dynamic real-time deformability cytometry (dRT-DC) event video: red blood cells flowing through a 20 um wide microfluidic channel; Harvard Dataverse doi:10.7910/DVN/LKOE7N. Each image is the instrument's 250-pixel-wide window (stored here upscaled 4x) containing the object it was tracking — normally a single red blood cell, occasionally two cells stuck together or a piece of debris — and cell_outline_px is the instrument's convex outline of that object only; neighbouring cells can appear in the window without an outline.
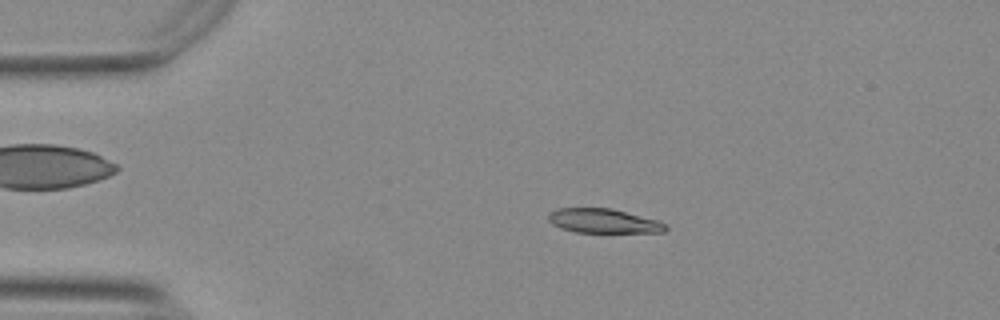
{"species": "Egyptian fruit bat (a non-hibernating species)", "species_latin": "Rousettus aegyptiacus", "temperature_condition": "warm", "stored_images_in_passage": 54, "camera_frame_rate_fps": 3000, "um_per_image_px": 0.085, "animal": {"sex": "female"}, "frame": {"image": 1, "passage_image": 11, "time_ms": 3.333, "image_size_px": [1000, 320], "cell_outline_px": [[668, 228], [664, 232], [576, 232], [560, 228], [552, 224], [548, 220], [548, 216], [556, 208], [612, 208], [656, 220], [664, 224]], "centroid_in_image_um": [51.26, 18.78], "position_along_channel_um": 33.7, "area_um2": 16.42}}
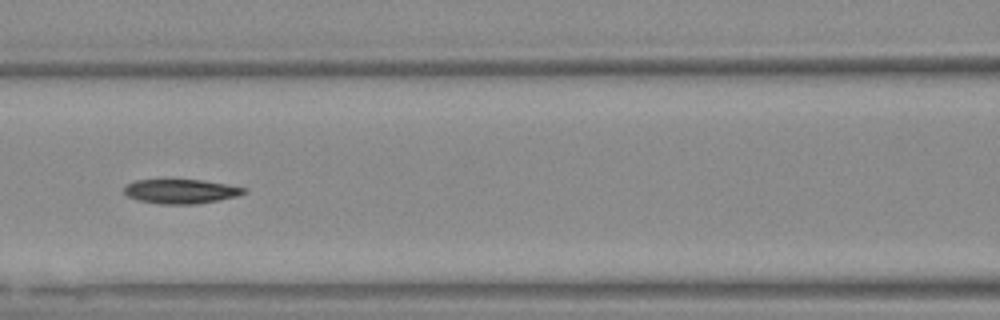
{"frame": {"image": 2, "passage_image": 24, "time_ms": 7.667, "image_size_px": [1000, 320], "cell_outline_px": [[248, 188], [244, 192], [236, 196], [196, 204], [160, 204], [136, 200], [128, 196], [124, 192], [124, 184], [136, 180], [200, 180]], "centroid_in_image_um": [15.3, 16.27], "position_along_channel_um": 151.3, "area_um2": 16.82}}
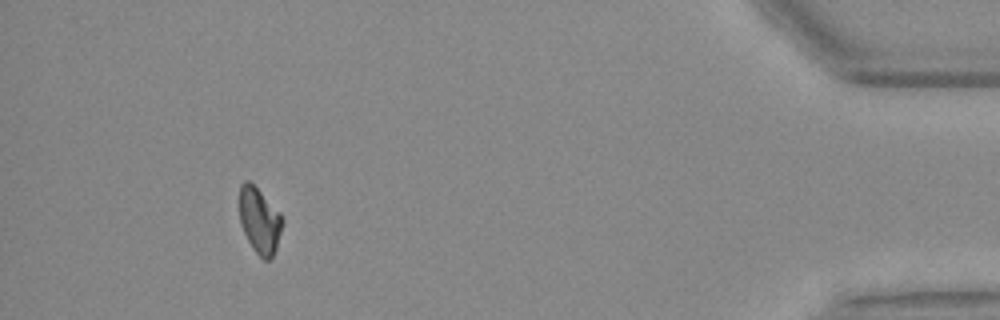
{"frame": {"image": 3, "passage_image": 50, "time_ms": 16.333, "image_size_px": [1000, 320], "cell_outline_px": [[284, 220], [276, 248], [272, 256], [268, 260], [264, 260], [252, 248], [240, 224], [240, 184], [244, 180], [248, 180], [280, 212]], "centroid_in_image_um": [22.06, 18.75], "position_along_channel_um": 413.1, "area_um2": 16.24}}